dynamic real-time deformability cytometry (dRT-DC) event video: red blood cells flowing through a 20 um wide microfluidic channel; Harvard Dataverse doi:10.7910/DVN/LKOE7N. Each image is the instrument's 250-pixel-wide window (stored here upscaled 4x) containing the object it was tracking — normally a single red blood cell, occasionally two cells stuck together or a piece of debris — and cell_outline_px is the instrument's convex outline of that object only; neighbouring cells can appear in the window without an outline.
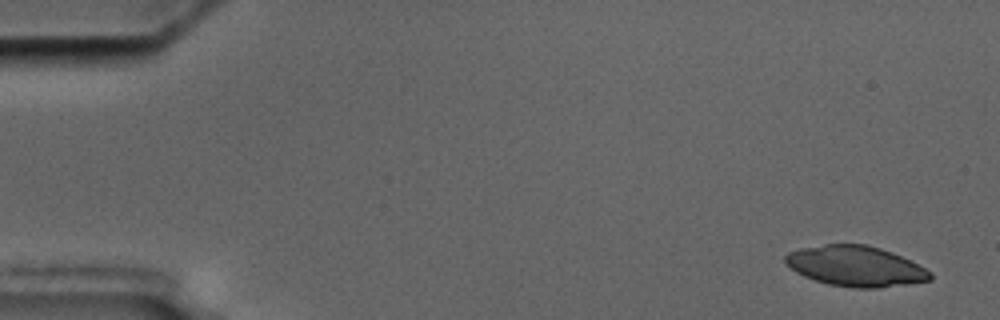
{"species": "common noctule bat (a hibernating species)", "species_latin": "Nyctalus noctula", "temperature_condition": "cold", "stored_images_in_passage": 5, "camera_frame_rate_fps": 3000, "um_per_image_px": 0.085, "animal": {"sex": "male", "body_mass_g": 17.5, "forearm_length_mm": 52.3}, "frame": {"image": 1, "passage_image": 1, "time_ms": 0.0, "image_size_px": [1000, 320], "cell_outline_px": [[932, 280], [876, 288], [852, 288], [828, 284], [804, 276], [796, 272], [784, 264], [784, 256], [788, 252], [800, 248], [824, 244], [868, 244], [892, 252], [932, 272]], "centroid_in_image_um": [72.68, 22.62], "position_along_channel_um": 12.3, "area_um2": 34.1}}